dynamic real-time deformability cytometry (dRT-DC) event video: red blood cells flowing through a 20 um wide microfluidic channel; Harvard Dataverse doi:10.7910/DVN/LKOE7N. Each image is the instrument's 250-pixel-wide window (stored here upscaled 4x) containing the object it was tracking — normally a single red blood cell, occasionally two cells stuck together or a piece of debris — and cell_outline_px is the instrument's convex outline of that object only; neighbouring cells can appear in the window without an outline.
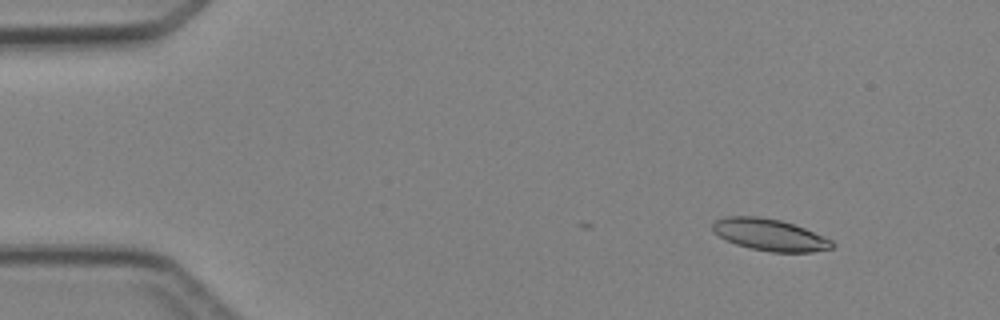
{"species": "Egyptian fruit bat (a non-hibernating species)", "species_latin": "Rousettus aegyptiacus", "temperature_condition": "cold", "stored_images_in_passage": 4, "camera_frame_rate_fps": 3000, "um_per_image_px": 0.085, "animal": {"sex": "female"}, "frame": {"image": 1, "passage_image": 2, "time_ms": 1.0, "image_size_px": [1000, 320], "cell_outline_px": [[836, 244], [832, 248], [812, 252], [772, 252], [752, 248], [736, 244], [712, 232], [712, 224], [716, 220], [724, 216], [756, 216], [780, 220], [804, 228], [824, 236], [832, 240]], "centroid_in_image_um": [65.43, 19.95], "position_along_channel_um": 19.6, "area_um2": 22.02}}